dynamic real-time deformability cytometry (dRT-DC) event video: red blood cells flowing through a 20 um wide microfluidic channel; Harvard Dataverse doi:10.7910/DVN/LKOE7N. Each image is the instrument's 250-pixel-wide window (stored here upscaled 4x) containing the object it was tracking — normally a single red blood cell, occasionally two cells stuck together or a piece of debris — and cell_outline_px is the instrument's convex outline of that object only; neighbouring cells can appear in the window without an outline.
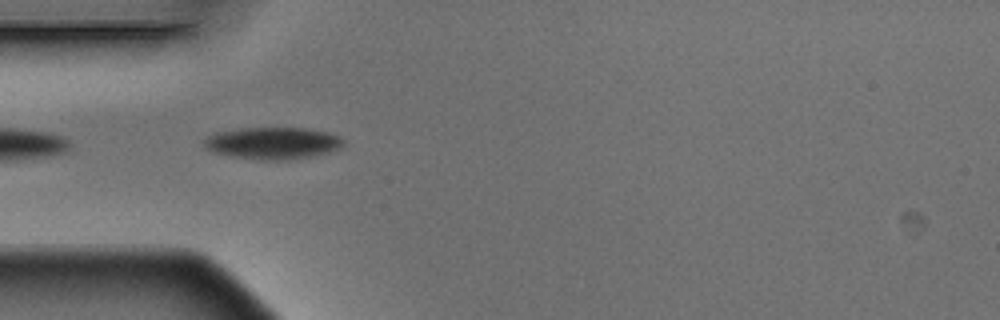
{"species": "Egyptian fruit bat (a non-hibernating species)", "species_latin": "Rousettus aegyptiacus", "temperature_condition": "warm", "stored_images_in_passage": 5, "camera_frame_rate_fps": 3000, "um_per_image_px": 0.085, "animal": {"sex": "male"}, "frame": {"image": 1, "passage_image": 4, "time_ms": 1.0, "image_size_px": [1000, 320], "cell_outline_px": [[344, 144], [340, 148], [328, 152], [288, 160], [260, 160], [232, 156], [212, 152], [204, 144], [204, 140], [208, 136], [216, 132], [240, 128], [304, 128], [328, 132], [340, 136], [344, 140]], "centroid_in_image_um": [23.19, 12.16], "position_along_channel_um": 61.8, "area_um2": 25.84}}
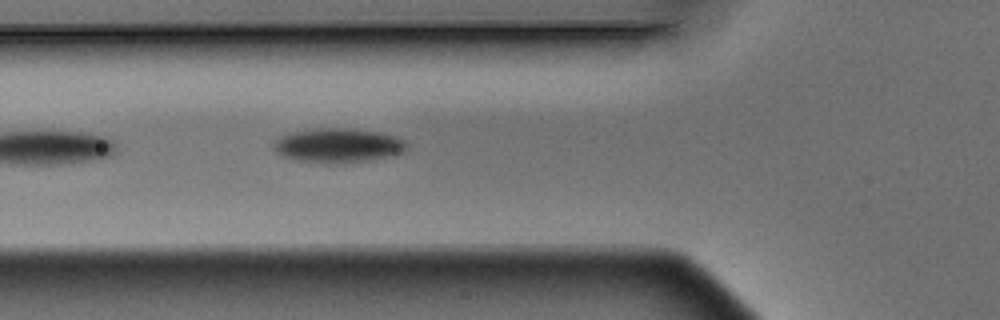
{"frame": {"image": 2, "passage_image": 5, "time_ms": 1.333, "image_size_px": [1000, 320], "cell_outline_px": [[408, 148], [404, 152], [396, 156], [372, 160], [336, 164], [324, 164], [300, 160], [284, 156], [276, 152], [272, 148], [272, 144], [280, 136], [288, 132], [316, 128], [352, 128], [380, 132], [396, 136], [404, 140], [408, 144]], "centroid_in_image_um": [28.78, 12.36], "position_along_channel_um": 97.0, "area_um2": 27.28}}